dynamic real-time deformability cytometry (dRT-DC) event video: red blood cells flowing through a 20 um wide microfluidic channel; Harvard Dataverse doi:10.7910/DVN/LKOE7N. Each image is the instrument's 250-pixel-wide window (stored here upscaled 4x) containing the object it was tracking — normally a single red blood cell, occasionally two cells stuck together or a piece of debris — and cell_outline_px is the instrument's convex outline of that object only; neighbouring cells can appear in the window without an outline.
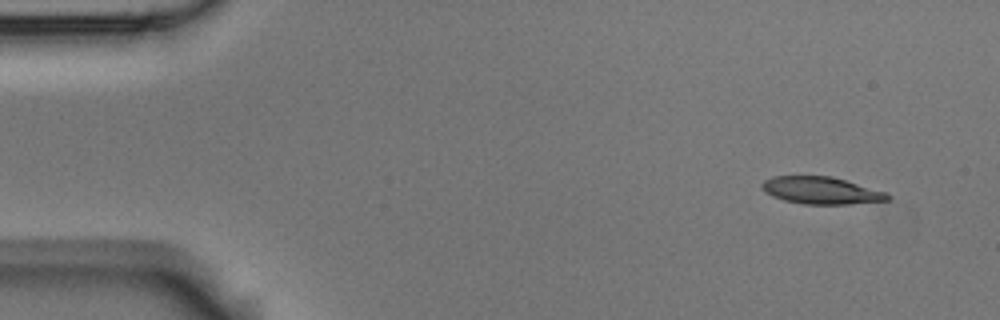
{"species": "Egyptian fruit bat (a non-hibernating species)", "species_latin": "Rousettus aegyptiacus", "temperature_condition": "room temperature", "stored_images_in_passage": 4, "camera_frame_rate_fps": 3000, "um_per_image_px": 0.085, "animal": {"sex": "male"}, "frame": {"image": 1, "passage_image": 1, "time_ms": 0.0, "image_size_px": [1000, 320], "cell_outline_px": [[892, 196], [888, 200], [848, 204], [804, 204], [784, 200], [772, 196], [764, 192], [760, 188], [760, 184], [764, 180], [772, 176], [832, 176], [888, 192]], "centroid_in_image_um": [69.79, 16.18], "position_along_channel_um": 15.2, "area_um2": 20.11}}
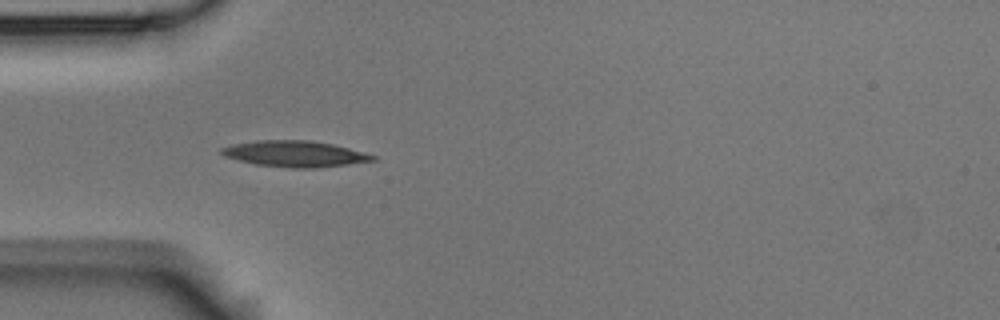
{"frame": {"image": 2, "passage_image": 4, "time_ms": 1.0, "image_size_px": [1000, 320], "cell_outline_px": [[376, 160], [348, 164], [316, 168], [292, 168], [256, 164], [224, 156], [220, 152], [220, 148], [232, 144], [256, 140], [312, 140], [332, 144], [364, 152], [376, 156]], "centroid_in_image_um": [25.05, 13.07], "position_along_channel_um": 59.9, "area_um2": 22.89}}